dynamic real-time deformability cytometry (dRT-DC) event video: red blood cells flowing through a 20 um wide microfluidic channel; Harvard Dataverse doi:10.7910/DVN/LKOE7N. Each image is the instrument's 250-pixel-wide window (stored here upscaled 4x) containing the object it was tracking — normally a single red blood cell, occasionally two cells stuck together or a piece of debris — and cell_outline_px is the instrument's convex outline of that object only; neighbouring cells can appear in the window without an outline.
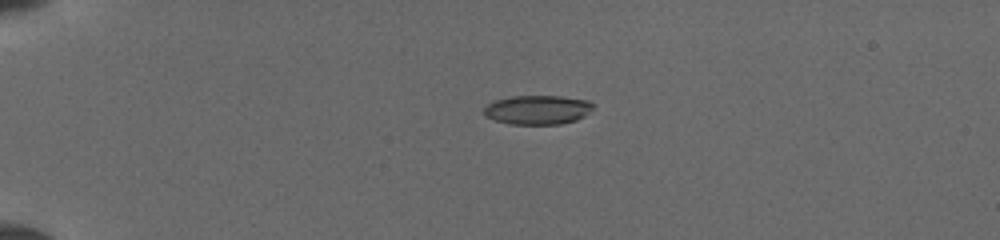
{"species": "common noctule bat (a hibernating species)", "species_latin": "Nyctalus noctula", "temperature_condition": "cold", "stored_images_in_passage": 4, "camera_frame_rate_fps": 3000, "um_per_image_px": 0.085, "animal": {"sex": "female", "body_mass_g": 19.5, "forearm_length_mm": 54.1}, "frame": {"image": 1, "passage_image": 1, "time_ms": 0.0, "image_size_px": [1000, 240], "cell_outline_px": [[596, 104], [584, 116], [576, 120], [560, 124], [508, 124], [496, 120], [488, 116], [484, 112], [484, 108], [488, 104], [496, 100], [512, 96], [560, 96], [588, 100]], "centroid_in_image_um": [45.73, 9.33], "position_along_channel_um": 39.3, "area_um2": 18.44}}
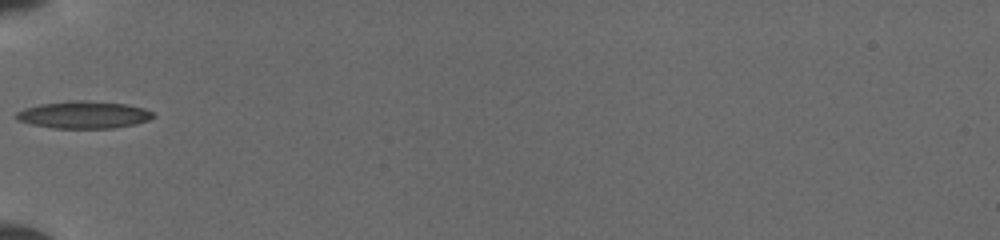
{"frame": {"image": 2, "passage_image": 3, "time_ms": 2.333, "image_size_px": [1000, 240], "cell_outline_px": [[156, 116], [148, 120], [136, 124], [112, 128], [52, 128], [32, 124], [16, 120], [12, 116], [16, 112], [24, 108], [40, 104], [68, 100], [88, 100], [128, 104], [144, 108], [152, 112]], "centroid_in_image_um": [7.09, 9.75], "position_along_channel_um": 77.9, "area_um2": 22.08}}
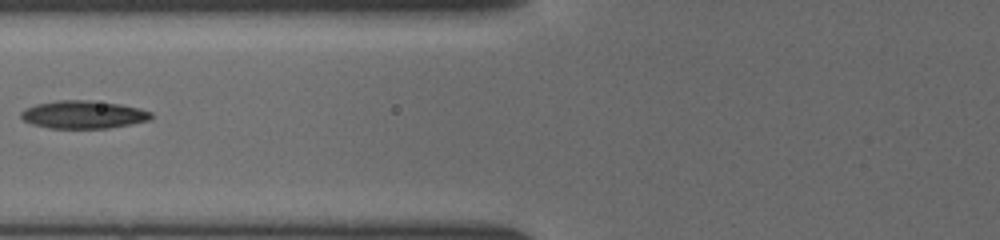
{"frame": {"image": 3, "passage_image": 4, "time_ms": 3.333, "image_size_px": [1000, 240], "cell_outline_px": [[152, 116], [148, 120], [108, 128], [48, 128], [32, 124], [24, 120], [20, 116], [20, 112], [24, 108], [36, 104], [56, 100], [92, 100], [120, 104], [140, 108], [152, 112]], "centroid_in_image_um": [7.05, 9.73], "position_along_channel_um": 118.8, "area_um2": 21.15}}